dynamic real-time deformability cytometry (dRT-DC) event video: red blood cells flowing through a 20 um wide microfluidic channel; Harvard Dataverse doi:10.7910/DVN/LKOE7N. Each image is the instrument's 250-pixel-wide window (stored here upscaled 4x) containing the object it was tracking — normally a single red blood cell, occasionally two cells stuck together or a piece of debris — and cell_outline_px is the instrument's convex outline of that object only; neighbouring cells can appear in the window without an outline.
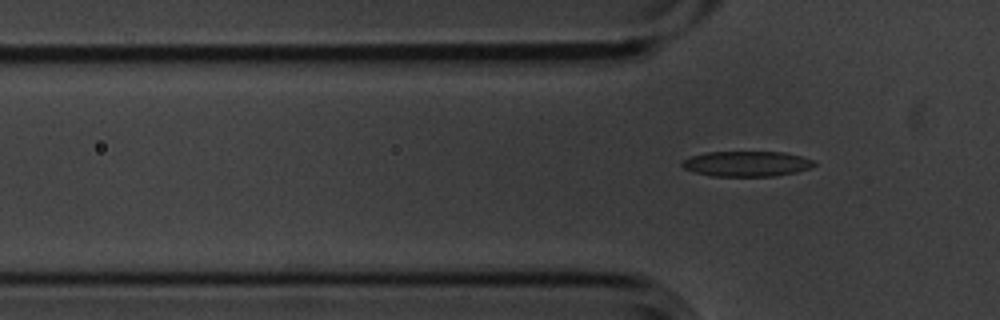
{"species": "common noctule bat (a hibernating species)", "species_latin": "Nyctalus noctula", "temperature_condition": "cold", "stored_images_in_passage": 6, "segment_of_instrument_passage": [2, 2], "camera_frame_rate_fps": 3000, "um_per_image_px": 0.085, "animal": {"sex": "male", "body_mass_g": 20.1, "forearm_length_mm": 53.5}, "frame": {"image": 1, "passage_image": 6, "time_ms": 1.667, "image_size_px": [1000, 320], "cell_outline_px": [[816, 164], [808, 168], [796, 172], [772, 176], [712, 176], [696, 172], [684, 168], [680, 164], [684, 160], [692, 156], [708, 152], [784, 152], [800, 156], [812, 160]], "centroid_in_image_um": [63.46, 13.92], "position_along_channel_um": 62.3, "area_um2": 19.19}}